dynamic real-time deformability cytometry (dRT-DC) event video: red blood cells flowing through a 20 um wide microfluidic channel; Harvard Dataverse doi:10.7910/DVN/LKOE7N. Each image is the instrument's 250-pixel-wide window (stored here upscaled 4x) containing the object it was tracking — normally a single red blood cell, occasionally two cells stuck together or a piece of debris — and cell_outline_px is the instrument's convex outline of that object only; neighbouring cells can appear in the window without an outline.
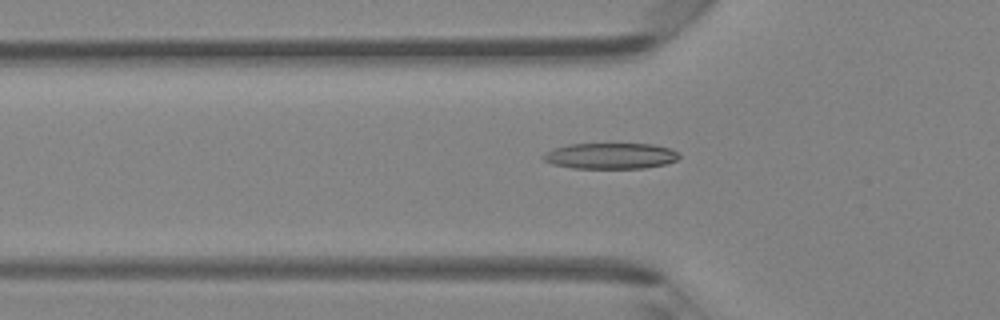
{"species": "Egyptian fruit bat (a non-hibernating species)", "species_latin": "Rousettus aegyptiacus", "temperature_condition": "room temperature", "stored_images_in_passage": 32, "camera_frame_rate_fps": 3000, "um_per_image_px": 0.085, "animal": {"sex": "female"}, "frame": {"image": 1, "passage_image": 6, "time_ms": 1.667, "image_size_px": [1000, 320], "cell_outline_px": [[680, 156], [676, 160], [664, 164], [644, 168], [572, 168], [552, 164], [544, 160], [540, 156], [552, 148], [568, 144], [656, 144], [672, 148], [680, 152]], "centroid_in_image_um": [51.9, 13.24], "position_along_channel_um": 73.9, "area_um2": 20.75}}
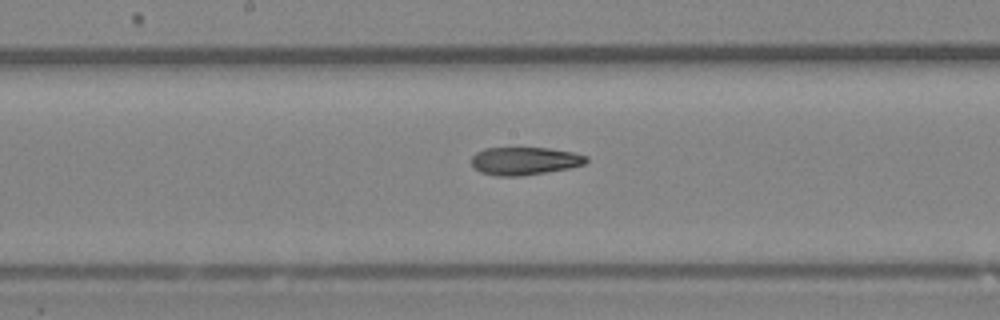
{"frame": {"image": 2, "passage_image": 15, "time_ms": 4.667, "image_size_px": [1000, 320], "cell_outline_px": [[588, 160], [584, 164], [568, 168], [520, 176], [496, 176], [480, 172], [472, 168], [472, 156], [476, 152], [484, 148], [548, 148], [572, 152], [588, 156]], "centroid_in_image_um": [44.55, 13.68], "position_along_channel_um": 203.6, "area_um2": 18.61}}
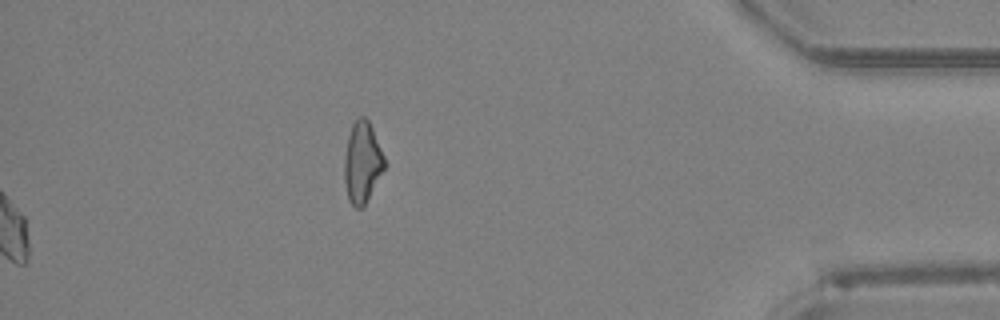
{"frame": {"image": 3, "passage_image": 32, "time_ms": 10.333, "image_size_px": [1000, 320], "cell_outline_px": [[384, 168], [364, 204], [360, 208], [356, 208], [348, 200], [344, 180], [344, 156], [348, 136], [352, 124], [360, 116], [364, 116], [368, 120], [372, 128], [384, 156]], "centroid_in_image_um": [30.76, 13.77], "position_along_channel_um": 404.4, "area_um2": 18.55}, "authors_computed_cell_mechanics": {"area_um2": 19.7676, "velocity_mm_per_s": 4.3183, "shape_relaxation_time_tau1_ms": 7.182, "shape_relaxation_time_tau2_ms": 4.9212, "deformation_change_tau1": 0.2044, "deformation_change_tau2": 0.1519}}